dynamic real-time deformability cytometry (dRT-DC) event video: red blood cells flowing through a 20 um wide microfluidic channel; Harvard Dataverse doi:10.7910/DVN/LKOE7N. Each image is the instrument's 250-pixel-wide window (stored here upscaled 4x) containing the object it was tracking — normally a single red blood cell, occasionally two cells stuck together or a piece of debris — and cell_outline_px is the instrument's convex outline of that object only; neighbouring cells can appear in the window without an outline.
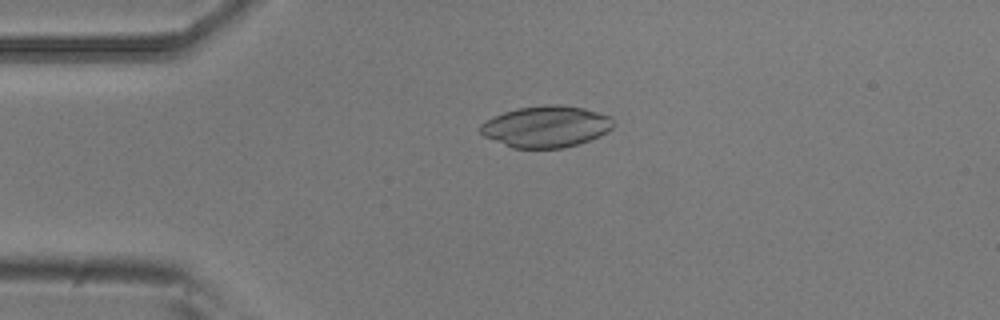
{"species": "common noctule bat (a hibernating species)", "species_latin": "Nyctalus noctula", "temperature_condition": "room temperature", "stored_images_in_passage": 4, "camera_frame_rate_fps": 3000, "um_per_image_px": 0.085, "animal": {"sex": "male", "body_mass_g": 20.5, "forearm_length_mm": 52.5}, "frame": {"image": 1, "passage_image": 3, "time_ms": 0.667, "image_size_px": [1000, 320], "cell_outline_px": [[616, 124], [608, 132], [600, 136], [580, 144], [564, 148], [512, 148], [484, 136], [480, 132], [480, 124], [492, 116], [504, 112], [520, 108], [544, 104], [560, 104], [584, 108], [612, 116]], "centroid_in_image_um": [46.46, 10.76], "position_along_channel_um": 38.5, "area_um2": 32.54}}